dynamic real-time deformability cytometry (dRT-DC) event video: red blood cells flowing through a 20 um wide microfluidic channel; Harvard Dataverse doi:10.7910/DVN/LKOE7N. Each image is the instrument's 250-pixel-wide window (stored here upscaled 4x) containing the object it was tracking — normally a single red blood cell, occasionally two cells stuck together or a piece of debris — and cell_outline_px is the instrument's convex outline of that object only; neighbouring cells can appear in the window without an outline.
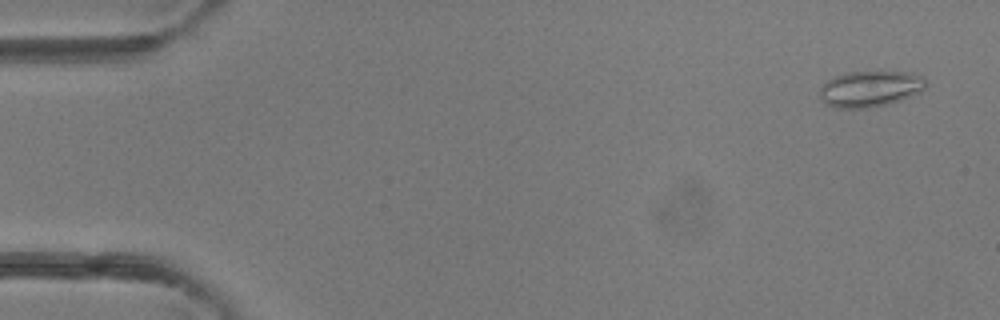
{"species": "common noctule bat (a hibernating species)", "species_latin": "Nyctalus noctula", "temperature_condition": "room temperature", "stored_images_in_passage": 3, "camera_frame_rate_fps": 3000, "um_per_image_px": 0.085, "animal": {"sex": "female"}, "frame": {"image": 1, "passage_image": 1, "time_ms": 0.0, "image_size_px": [1000, 320], "cell_outline_px": [[924, 88], [920, 92], [912, 96], [888, 104], [868, 108], [836, 108], [820, 100], [820, 88], [828, 80], [836, 76], [848, 72], [908, 72], [924, 76]], "centroid_in_image_um": [73.96, 7.56], "position_along_channel_um": 11.0, "area_um2": 22.14}}